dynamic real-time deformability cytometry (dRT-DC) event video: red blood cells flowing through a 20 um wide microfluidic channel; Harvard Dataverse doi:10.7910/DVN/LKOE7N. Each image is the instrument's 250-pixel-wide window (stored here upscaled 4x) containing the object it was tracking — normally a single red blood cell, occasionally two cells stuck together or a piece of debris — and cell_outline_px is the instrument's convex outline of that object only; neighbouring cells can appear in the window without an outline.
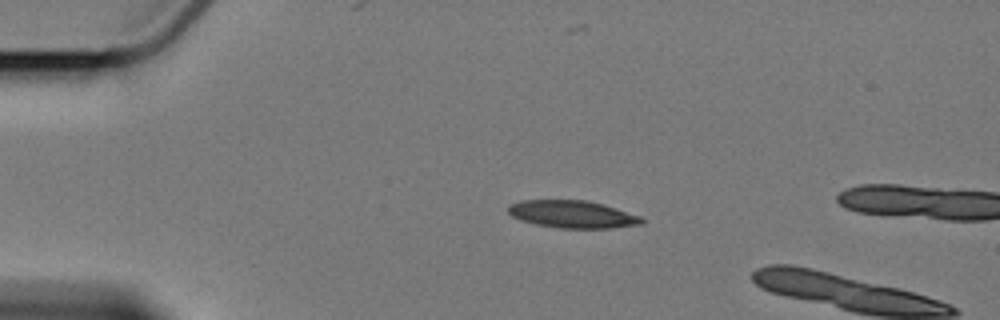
{"species": "Egyptian fruit bat (a non-hibernating species)", "species_latin": "Rousettus aegyptiacus", "temperature_condition": "cold", "stored_images_in_passage": 4, "camera_frame_rate_fps": 3000, "um_per_image_px": 0.085, "animal": {"sex": "female"}, "frame": {"image": 1, "passage_image": 3, "time_ms": 2.333, "image_size_px": [1000, 320], "cell_outline_px": [[644, 224], [612, 228], [560, 228], [536, 224], [520, 220], [512, 216], [508, 212], [508, 208], [512, 204], [520, 200], [584, 200], [604, 204], [640, 216], [644, 220]], "centroid_in_image_um": [48.68, 18.21], "position_along_channel_um": 36.3, "area_um2": 21.33}}